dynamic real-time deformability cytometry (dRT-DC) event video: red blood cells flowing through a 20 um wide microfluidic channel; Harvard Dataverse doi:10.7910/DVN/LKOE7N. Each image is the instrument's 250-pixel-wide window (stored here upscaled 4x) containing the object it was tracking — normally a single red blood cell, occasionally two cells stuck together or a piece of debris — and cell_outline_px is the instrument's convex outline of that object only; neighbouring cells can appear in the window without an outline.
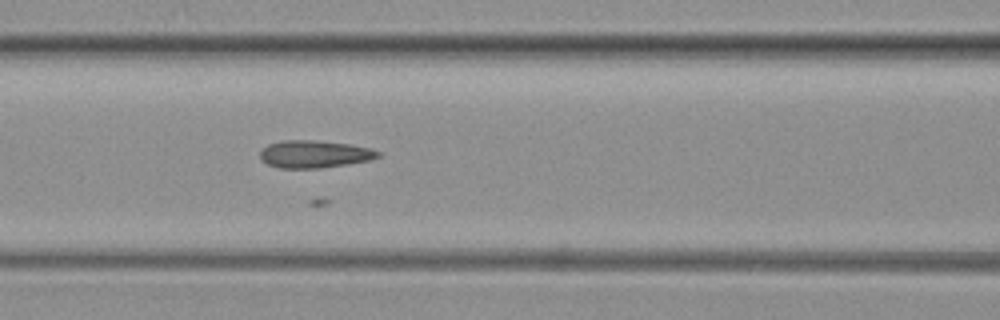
{"species": "common noctule bat (a hibernating species)", "species_latin": "Nyctalus noctula", "temperature_condition": "warm", "stored_images_in_passage": 46, "camera_frame_rate_fps": 3000, "um_per_image_px": 0.085, "animal": {"sex": "female", "body_mass_g": 19.3, "forearm_length_mm": 54.1}, "frame": {"image": 1, "passage_image": 11, "time_ms": 3.333, "image_size_px": [1000, 320], "cell_outline_px": [[380, 156], [368, 160], [320, 168], [280, 168], [268, 164], [260, 160], [260, 152], [268, 144], [284, 140], [312, 140], [348, 144], [368, 148], [380, 152]], "centroid_in_image_um": [26.67, 13.1], "position_along_channel_um": 139.9, "area_um2": 18.55}}